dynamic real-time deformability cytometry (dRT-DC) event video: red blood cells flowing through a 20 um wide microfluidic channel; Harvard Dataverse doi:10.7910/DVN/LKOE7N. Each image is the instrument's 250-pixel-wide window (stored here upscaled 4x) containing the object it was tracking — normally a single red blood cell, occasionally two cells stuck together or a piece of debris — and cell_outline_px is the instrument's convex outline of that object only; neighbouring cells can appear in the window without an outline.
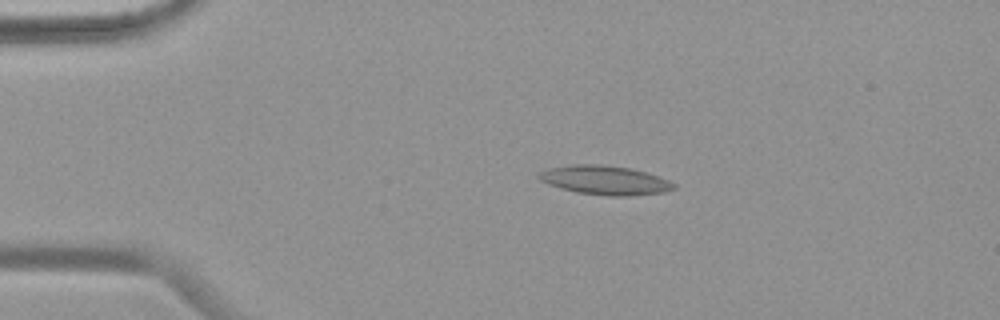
{"species": "common noctule bat (a hibernating species)", "species_latin": "Nyctalus noctula", "temperature_condition": "warm", "stored_images_in_passage": 45, "camera_frame_rate_fps": 3000, "um_per_image_px": 0.085, "animal": {"sex": "female", "body_mass_g": 19.9}, "frame": {"image": 1, "passage_image": 1, "time_ms": 0.0, "image_size_px": [1000, 320], "cell_outline_px": [[676, 188], [664, 192], [628, 196], [612, 196], [576, 192], [560, 188], [548, 184], [540, 180], [536, 176], [540, 172], [548, 168], [572, 164], [604, 164], [628, 168], [644, 172], [668, 180], [676, 184]], "centroid_in_image_um": [51.39, 15.31], "position_along_channel_um": 33.6, "area_um2": 22.77}}
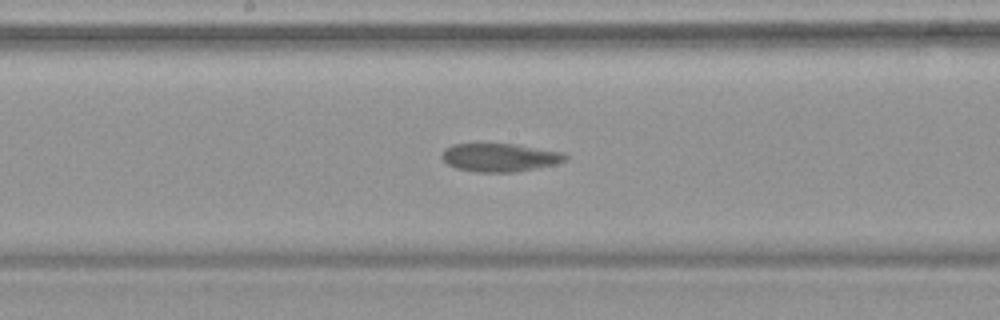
{"frame": {"image": 2, "passage_image": 19, "time_ms": 6.0, "image_size_px": [1000, 320], "cell_outline_px": [[568, 160], [556, 164], [536, 168], [512, 172], [476, 172], [456, 168], [448, 164], [440, 156], [444, 148], [452, 144], [516, 144], [564, 152], [568, 156]], "centroid_in_image_um": [42.5, 13.38], "position_along_channel_um": 205.7, "area_um2": 20.46}}
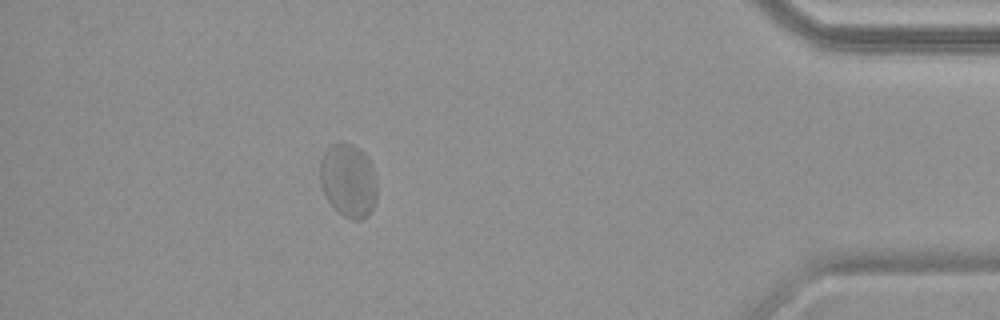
{"frame": {"image": 3, "passage_image": 39, "time_ms": 12.667, "image_size_px": [1000, 320], "cell_outline_px": [[376, 200], [368, 216], [360, 220], [352, 220], [344, 216], [328, 200], [320, 184], [320, 160], [324, 152], [332, 144], [344, 140], [360, 148], [368, 156], [376, 180]], "centroid_in_image_um": [29.61, 15.3], "position_along_channel_um": 405.6, "area_um2": 24.57}, "authors_computed_cell_mechanics": {"area_um2": 21.8484, "velocity_mm_per_s": 3.665, "shape_relaxation_time_tau1_ms": null, "shape_relaxation_time_tau2_ms": 1.315, "deformation_change_tau1": null, "deformation_change_tau2": 0.0504}}